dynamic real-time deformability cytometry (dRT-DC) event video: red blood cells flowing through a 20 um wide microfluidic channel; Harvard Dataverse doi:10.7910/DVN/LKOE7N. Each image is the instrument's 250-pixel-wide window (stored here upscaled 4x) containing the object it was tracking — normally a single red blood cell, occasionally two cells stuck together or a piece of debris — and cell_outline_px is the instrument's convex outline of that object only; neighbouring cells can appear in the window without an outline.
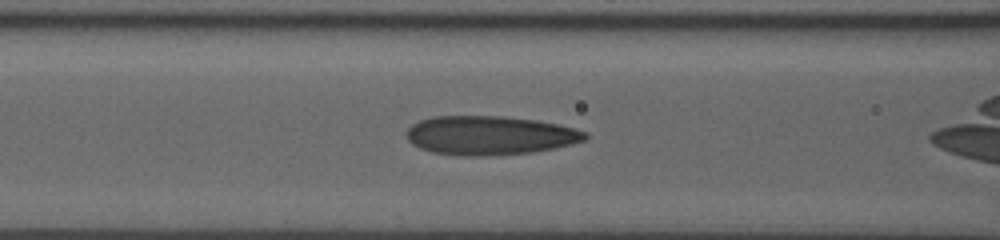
{"species": "human", "species_latin": "Homo sapiens", "temperature_condition": "room temperature", "stored_images_in_passage": 26, "camera_frame_rate_fps": 3000, "um_per_image_px": 0.085, "donor": {"sex": "male"}, "frame": {"image": 1, "passage_image": 5, "time_ms": 1.333, "image_size_px": [1000, 240], "cell_outline_px": [[588, 136], [584, 140], [572, 144], [532, 152], [484, 156], [460, 156], [432, 152], [420, 148], [412, 144], [408, 140], [408, 128], [412, 124], [420, 120], [432, 116], [500, 116], [536, 120], [556, 124], [588, 132]], "centroid_in_image_um": [41.61, 11.51], "position_along_channel_um": 125.0, "area_um2": 40.4}}
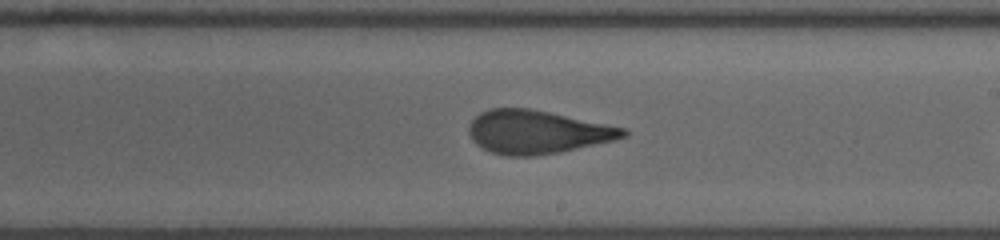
{"frame": {"image": 2, "passage_image": 14, "time_ms": 4.333, "image_size_px": [1000, 240], "cell_outline_px": [[628, 136], [616, 140], [560, 152], [536, 156], [504, 156], [492, 152], [476, 144], [472, 140], [468, 132], [468, 124], [480, 112], [488, 108], [528, 108], [548, 112], [624, 128], [628, 132]], "centroid_in_image_um": [45.62, 11.23], "position_along_channel_um": 243.4, "area_um2": 38.96}}
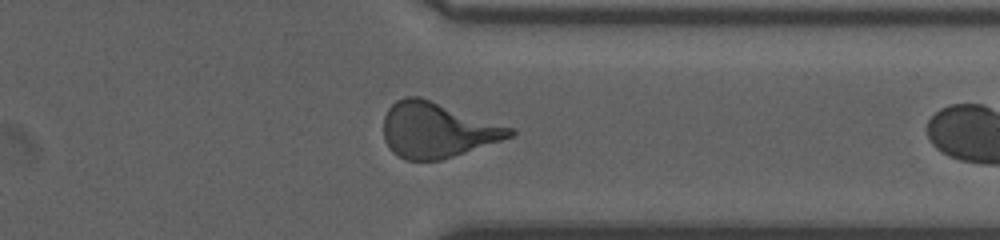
{"frame": {"image": 3, "passage_image": 24, "time_ms": 7.667, "image_size_px": [1000, 240], "cell_outline_px": [[516, 132], [512, 136], [440, 160], [404, 160], [392, 152], [388, 148], [384, 140], [384, 116], [388, 108], [396, 100], [404, 96], [420, 96], [516, 128]], "centroid_in_image_um": [37.14, 11.03], "position_along_channel_um": 374.3, "area_um2": 40.81}}